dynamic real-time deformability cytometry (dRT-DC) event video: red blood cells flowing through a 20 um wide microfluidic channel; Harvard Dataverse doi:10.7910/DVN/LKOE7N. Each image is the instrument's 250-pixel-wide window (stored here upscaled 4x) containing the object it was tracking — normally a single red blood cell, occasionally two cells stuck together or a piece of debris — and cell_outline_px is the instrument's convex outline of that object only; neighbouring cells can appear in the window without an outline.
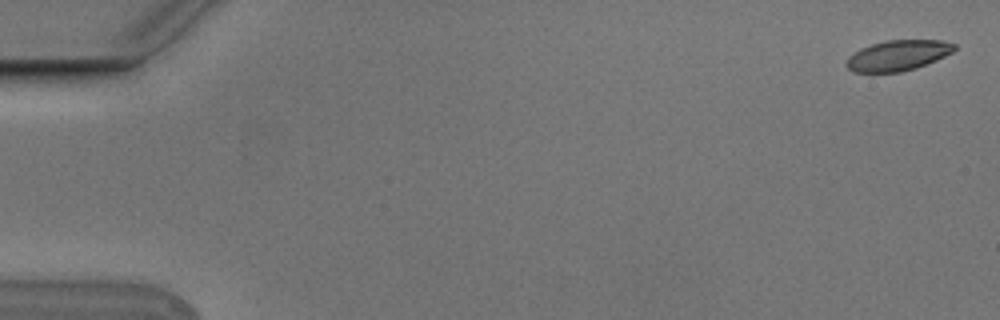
{"species": "Egyptian fruit bat (a non-hibernating species)", "species_latin": "Rousettus aegyptiacus", "temperature_condition": "cold", "stored_images_in_passage": 5, "camera_frame_rate_fps": 3000, "um_per_image_px": 0.085, "animal": {"sex": "male"}, "frame": {"image": 1, "passage_image": 1, "time_ms": 0.0, "image_size_px": [1000, 320], "cell_outline_px": [[956, 48], [952, 52], [936, 60], [916, 68], [900, 72], [852, 72], [844, 64], [848, 56], [860, 48], [884, 40], [940, 40], [956, 44]], "centroid_in_image_um": [76.28, 4.71], "position_along_channel_um": 8.7, "area_um2": 19.25}}
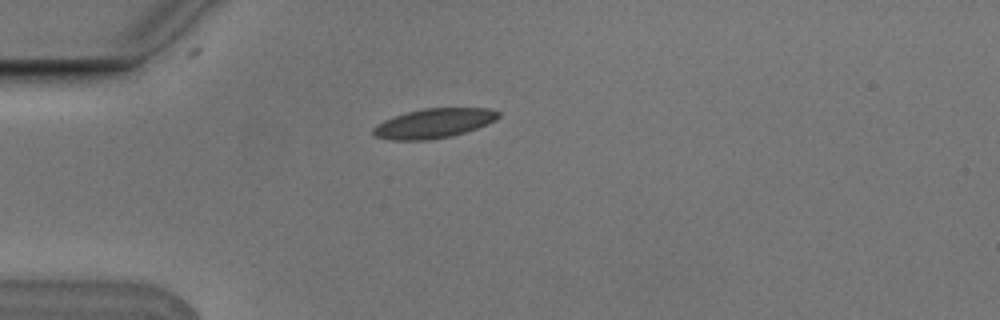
{"frame": {"image": 2, "passage_image": 5, "time_ms": 1.333, "image_size_px": [1000, 320], "cell_outline_px": [[500, 116], [496, 120], [488, 124], [452, 136], [428, 140], [392, 140], [376, 136], [372, 132], [372, 128], [376, 124], [384, 120], [408, 112], [424, 108], [488, 108], [500, 112]], "centroid_in_image_um": [36.88, 10.48], "position_along_channel_um": 48.1, "area_um2": 21.44}}